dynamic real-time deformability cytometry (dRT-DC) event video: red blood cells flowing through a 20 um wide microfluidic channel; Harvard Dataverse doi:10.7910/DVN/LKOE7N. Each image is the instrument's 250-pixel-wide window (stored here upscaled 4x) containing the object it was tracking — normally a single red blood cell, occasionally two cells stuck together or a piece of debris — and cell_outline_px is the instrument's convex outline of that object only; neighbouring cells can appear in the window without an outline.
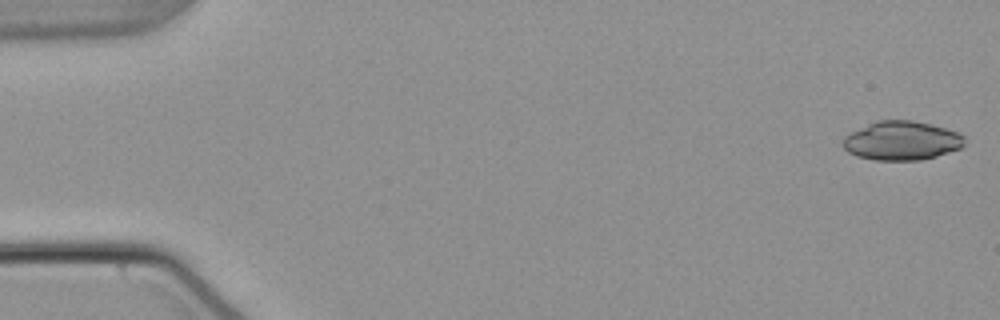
{"species": "common noctule bat (a hibernating species)", "species_latin": "Nyctalus noctula", "temperature_condition": "warm", "stored_images_in_passage": 53, "camera_frame_rate_fps": 3000, "um_per_image_px": 0.085, "animal": {"sex": "male", "body_mass_g": 21.5, "forearm_length_mm": 52.0}, "frame": {"image": 1, "passage_image": 1, "time_ms": 0.0, "image_size_px": [1000, 320], "cell_outline_px": [[964, 144], [960, 148], [936, 156], [920, 160], [876, 160], [856, 156], [848, 152], [844, 148], [844, 136], [876, 120], [912, 120], [932, 124], [956, 132], [964, 136]], "centroid_in_image_um": [76.64, 11.96], "position_along_channel_um": 8.4, "area_um2": 27.4}}
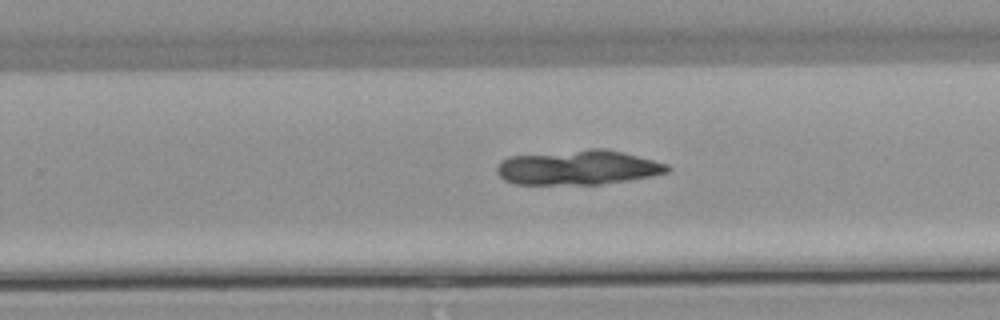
{"frame": {"image": 2, "passage_image": 34, "time_ms": 11.0, "image_size_px": [1000, 320], "cell_outline_px": [[672, 168], [668, 172], [652, 176], [628, 180], [600, 184], [512, 184], [504, 180], [496, 172], [496, 168], [500, 160], [508, 156], [588, 148], [604, 148], [668, 164]], "centroid_in_image_um": [49.09, 14.23], "position_along_channel_um": 280.7, "area_um2": 34.62}}
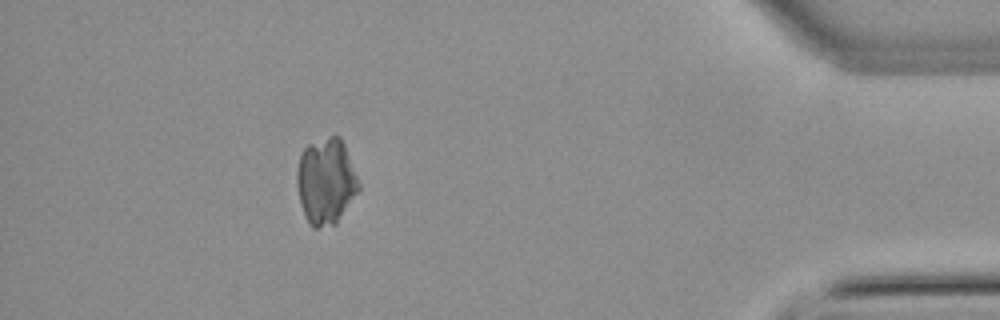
{"frame": {"image": 3, "passage_image": 48, "time_ms": 15.667, "image_size_px": [1000, 320], "cell_outline_px": [[360, 188], [336, 224], [316, 228], [312, 228], [300, 204], [296, 184], [296, 172], [300, 156], [304, 148], [308, 144], [328, 136], [340, 136], [344, 144], [360, 184]], "centroid_in_image_um": [27.69, 15.4], "position_along_channel_um": 407.5, "area_um2": 30.92}}